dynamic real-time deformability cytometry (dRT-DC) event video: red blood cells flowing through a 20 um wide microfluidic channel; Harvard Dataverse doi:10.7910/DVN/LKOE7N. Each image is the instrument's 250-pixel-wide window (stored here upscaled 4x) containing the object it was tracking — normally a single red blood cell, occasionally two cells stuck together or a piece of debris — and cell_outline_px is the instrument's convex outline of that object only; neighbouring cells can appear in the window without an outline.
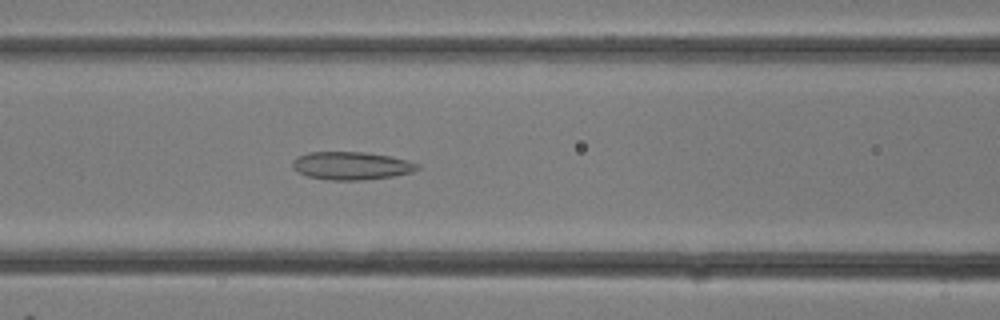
{"species": "common noctule bat (a hibernating species)", "species_latin": "Nyctalus noctula", "temperature_condition": "room temperature", "stored_images_in_passage": 15, "camera_frame_rate_fps": 3000, "um_per_image_px": 0.085, "animal": {"sex": "female"}, "frame": {"image": 1, "passage_image": 13, "time_ms": 4.0, "image_size_px": [1000, 320], "cell_outline_px": [[420, 168], [412, 172], [392, 176], [364, 180], [332, 180], [308, 176], [300, 172], [292, 164], [292, 160], [296, 156], [308, 152], [364, 152], [388, 156], [408, 160], [420, 164]], "centroid_in_image_um": [29.89, 14.08], "position_along_channel_um": 136.7, "area_um2": 20.23}}
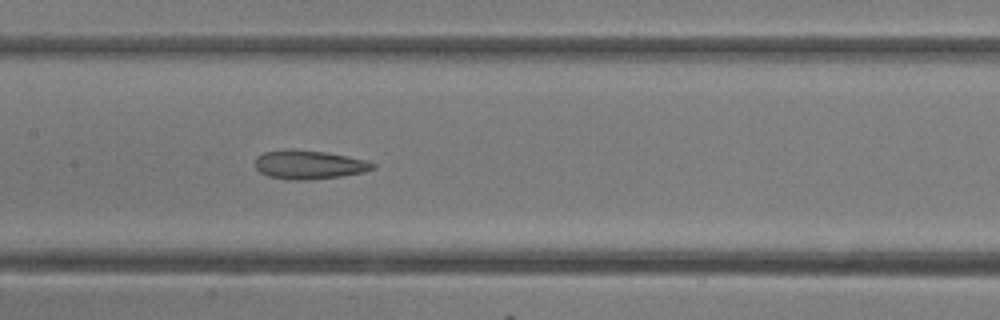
{"frame": {"image": 2, "passage_image": 15, "time_ms": 4.667, "image_size_px": [1000, 320], "cell_outline_px": [[376, 168], [364, 172], [340, 176], [308, 180], [288, 180], [268, 176], [260, 172], [256, 168], [256, 156], [264, 152], [284, 148], [292, 148], [324, 152], [348, 156], [368, 160], [376, 164]], "centroid_in_image_um": [26.26, 13.98], "position_along_channel_um": 181.1, "area_um2": 20.06}}